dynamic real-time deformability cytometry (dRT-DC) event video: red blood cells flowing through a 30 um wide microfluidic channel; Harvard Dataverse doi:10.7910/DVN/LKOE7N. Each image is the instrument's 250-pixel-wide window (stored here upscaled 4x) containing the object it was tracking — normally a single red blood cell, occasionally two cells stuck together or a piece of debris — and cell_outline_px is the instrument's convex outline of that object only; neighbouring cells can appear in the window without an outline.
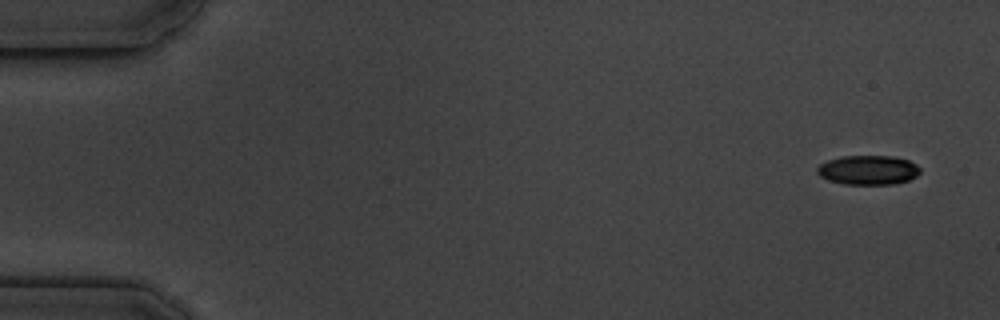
{"species": "common noctule bat (a hibernating species)", "species_latin": "Nyctalus noctula", "temperature_condition": "cold", "stored_images_in_passage": 5, "camera_frame_rate_fps": 3000, "um_per_image_px": 0.085, "animal": {"sex": "male", "body_mass_g": 19.5, "forearm_length_mm": 54.6}, "frame": {"image": 1, "passage_image": 1, "time_ms": 0.0, "image_size_px": [1000, 320], "cell_outline_px": [[920, 172], [916, 176], [908, 180], [896, 184], [844, 184], [828, 180], [820, 176], [816, 172], [816, 168], [820, 164], [828, 160], [840, 156], [892, 156], [908, 160], [916, 164], [920, 168]], "centroid_in_image_um": [73.78, 14.45], "position_along_channel_um": 11.2, "area_um2": 17.69}}
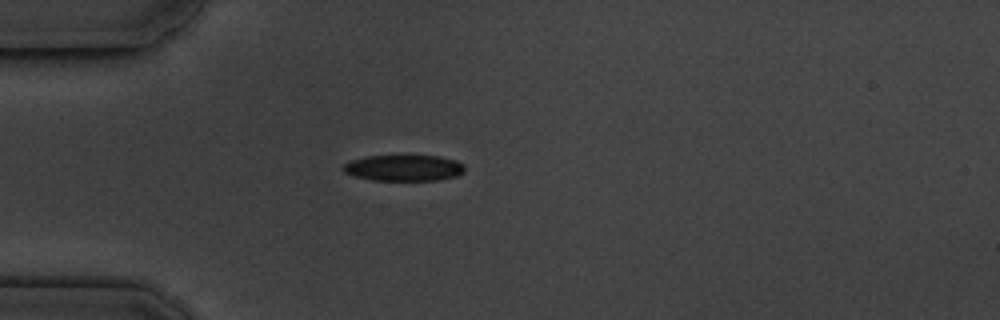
{"frame": {"image": 2, "passage_image": 4, "time_ms": 4.333, "image_size_px": [1000, 320], "cell_outline_px": [[464, 172], [456, 176], [436, 180], [372, 180], [356, 176], [344, 172], [340, 168], [344, 164], [352, 160], [368, 156], [440, 156], [456, 160], [464, 164]], "centroid_in_image_um": [34.33, 14.27], "position_along_channel_um": 50.7, "area_um2": 18.38}}